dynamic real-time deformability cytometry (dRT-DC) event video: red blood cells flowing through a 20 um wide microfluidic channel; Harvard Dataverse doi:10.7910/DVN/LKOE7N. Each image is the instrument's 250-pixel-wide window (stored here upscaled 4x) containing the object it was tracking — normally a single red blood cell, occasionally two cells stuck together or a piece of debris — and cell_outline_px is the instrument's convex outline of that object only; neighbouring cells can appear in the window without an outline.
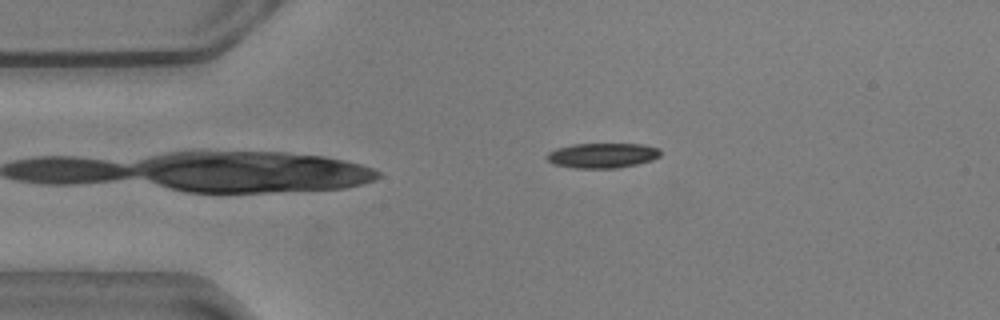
{"species": "common noctule bat (a hibernating species)", "species_latin": "Nyctalus noctula", "temperature_condition": "warm", "stored_images_in_passage": 46, "camera_frame_rate_fps": 3000, "um_per_image_px": 0.085, "animal": {"sex": "male", "body_mass_g": 20.5, "forearm_length_mm": 52.5}, "frame": {"image": 1, "passage_image": 1, "time_ms": 0.0, "image_size_px": [1000, 320], "cell_outline_px": [[660, 156], [652, 160], [636, 164], [616, 168], [576, 168], [552, 164], [544, 156], [548, 152], [556, 148], [572, 144], [644, 144], [660, 148]], "centroid_in_image_um": [51.18, 13.21], "position_along_channel_um": 33.8, "area_um2": 16.65}}
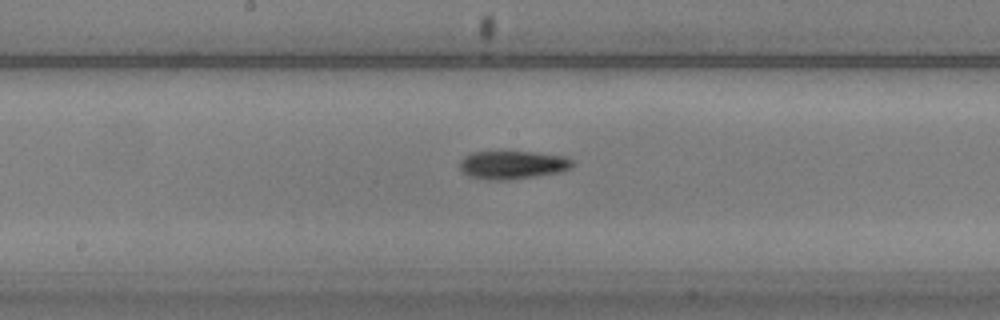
{"frame": {"image": 2, "passage_image": 18, "time_ms": 5.667, "image_size_px": [1000, 320], "cell_outline_px": [[576, 164], [572, 168], [560, 172], [508, 180], [488, 180], [468, 176], [460, 168], [460, 160], [464, 156], [472, 152], [532, 152], [564, 156], [572, 160]], "centroid_in_image_um": [43.58, 14.02], "position_along_channel_um": 204.6, "area_um2": 18.55}}
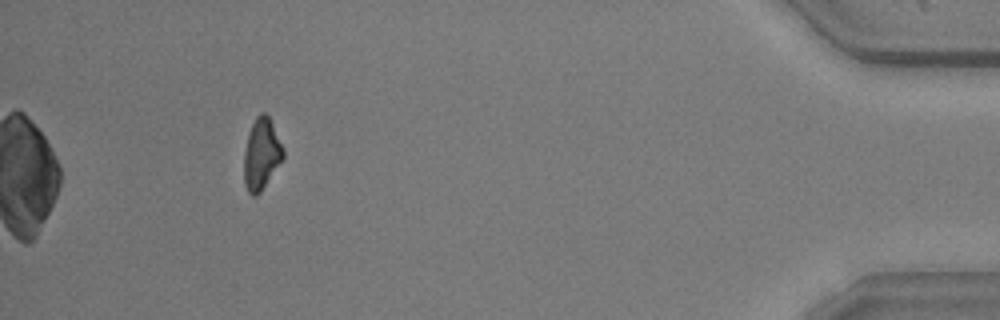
{"frame": {"image": 3, "passage_image": 41, "time_ms": 13.333, "image_size_px": [1000, 320], "cell_outline_px": [[284, 156], [260, 192], [256, 196], [252, 196], [248, 192], [244, 184], [244, 152], [248, 132], [256, 116], [260, 112], [264, 112], [268, 116], [284, 148]], "centroid_in_image_um": [22.2, 13.08], "position_along_channel_um": 413.0, "area_um2": 16.13}, "authors_computed_cell_mechanics": {"area_um2": 17.6579, "velocity_mm_per_s": 3.599, "shape_relaxation_time_tau1_ms": 8.4089, "shape_relaxation_time_tau2_ms": null, "deformation_change_tau1": 0.1991, "deformation_change_tau2": null}}